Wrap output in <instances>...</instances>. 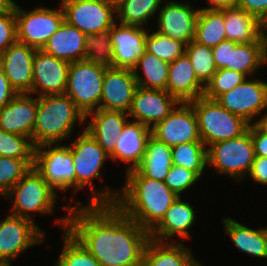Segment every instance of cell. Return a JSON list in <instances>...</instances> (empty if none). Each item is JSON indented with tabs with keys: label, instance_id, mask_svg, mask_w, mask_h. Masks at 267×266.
Segmentation results:
<instances>
[{
	"label": "cell",
	"instance_id": "cell-1",
	"mask_svg": "<svg viewBox=\"0 0 267 266\" xmlns=\"http://www.w3.org/2000/svg\"><path fill=\"white\" fill-rule=\"evenodd\" d=\"M67 230L102 266H141L149 232L115 204L64 206Z\"/></svg>",
	"mask_w": 267,
	"mask_h": 266
},
{
	"label": "cell",
	"instance_id": "cell-2",
	"mask_svg": "<svg viewBox=\"0 0 267 266\" xmlns=\"http://www.w3.org/2000/svg\"><path fill=\"white\" fill-rule=\"evenodd\" d=\"M125 186L112 192L93 191L89 204H115L125 215L150 232L179 197L163 181L144 177L137 169L126 172Z\"/></svg>",
	"mask_w": 267,
	"mask_h": 266
},
{
	"label": "cell",
	"instance_id": "cell-3",
	"mask_svg": "<svg viewBox=\"0 0 267 266\" xmlns=\"http://www.w3.org/2000/svg\"><path fill=\"white\" fill-rule=\"evenodd\" d=\"M86 121L85 115L66 94L38 97L32 139L41 144H55L70 137L75 123Z\"/></svg>",
	"mask_w": 267,
	"mask_h": 266
},
{
	"label": "cell",
	"instance_id": "cell-4",
	"mask_svg": "<svg viewBox=\"0 0 267 266\" xmlns=\"http://www.w3.org/2000/svg\"><path fill=\"white\" fill-rule=\"evenodd\" d=\"M195 111L199 133L206 147L241 136L249 123L221 106L216 100L202 95L190 101Z\"/></svg>",
	"mask_w": 267,
	"mask_h": 266
},
{
	"label": "cell",
	"instance_id": "cell-5",
	"mask_svg": "<svg viewBox=\"0 0 267 266\" xmlns=\"http://www.w3.org/2000/svg\"><path fill=\"white\" fill-rule=\"evenodd\" d=\"M250 125L241 136L221 141L207 148V164L220 174L231 175L236 182L248 176L255 159Z\"/></svg>",
	"mask_w": 267,
	"mask_h": 266
},
{
	"label": "cell",
	"instance_id": "cell-6",
	"mask_svg": "<svg viewBox=\"0 0 267 266\" xmlns=\"http://www.w3.org/2000/svg\"><path fill=\"white\" fill-rule=\"evenodd\" d=\"M56 194L57 192L55 193L41 174L34 167H31L4 197L13 200L12 215L34 221L29 215L30 212L41 214L53 212Z\"/></svg>",
	"mask_w": 267,
	"mask_h": 266
},
{
	"label": "cell",
	"instance_id": "cell-7",
	"mask_svg": "<svg viewBox=\"0 0 267 266\" xmlns=\"http://www.w3.org/2000/svg\"><path fill=\"white\" fill-rule=\"evenodd\" d=\"M106 68L86 60L70 63L64 94L74 101L85 116L99 109Z\"/></svg>",
	"mask_w": 267,
	"mask_h": 266
},
{
	"label": "cell",
	"instance_id": "cell-8",
	"mask_svg": "<svg viewBox=\"0 0 267 266\" xmlns=\"http://www.w3.org/2000/svg\"><path fill=\"white\" fill-rule=\"evenodd\" d=\"M61 9L37 7L24 11L15 3L17 41L41 49L64 21Z\"/></svg>",
	"mask_w": 267,
	"mask_h": 266
},
{
	"label": "cell",
	"instance_id": "cell-9",
	"mask_svg": "<svg viewBox=\"0 0 267 266\" xmlns=\"http://www.w3.org/2000/svg\"><path fill=\"white\" fill-rule=\"evenodd\" d=\"M52 145L41 144L36 148L34 168L55 192L75 188V170L69 145Z\"/></svg>",
	"mask_w": 267,
	"mask_h": 266
},
{
	"label": "cell",
	"instance_id": "cell-10",
	"mask_svg": "<svg viewBox=\"0 0 267 266\" xmlns=\"http://www.w3.org/2000/svg\"><path fill=\"white\" fill-rule=\"evenodd\" d=\"M64 20L84 34H96L114 25L116 5L106 0H61Z\"/></svg>",
	"mask_w": 267,
	"mask_h": 266
},
{
	"label": "cell",
	"instance_id": "cell-11",
	"mask_svg": "<svg viewBox=\"0 0 267 266\" xmlns=\"http://www.w3.org/2000/svg\"><path fill=\"white\" fill-rule=\"evenodd\" d=\"M151 135L170 147L186 142H202L190 102H179L164 120L151 128Z\"/></svg>",
	"mask_w": 267,
	"mask_h": 266
},
{
	"label": "cell",
	"instance_id": "cell-12",
	"mask_svg": "<svg viewBox=\"0 0 267 266\" xmlns=\"http://www.w3.org/2000/svg\"><path fill=\"white\" fill-rule=\"evenodd\" d=\"M216 101L229 112L249 124L267 108V82L248 77L235 88L220 95Z\"/></svg>",
	"mask_w": 267,
	"mask_h": 266
},
{
	"label": "cell",
	"instance_id": "cell-13",
	"mask_svg": "<svg viewBox=\"0 0 267 266\" xmlns=\"http://www.w3.org/2000/svg\"><path fill=\"white\" fill-rule=\"evenodd\" d=\"M44 233L35 222L9 214L0 220V260L12 262L30 246L42 243Z\"/></svg>",
	"mask_w": 267,
	"mask_h": 266
},
{
	"label": "cell",
	"instance_id": "cell-14",
	"mask_svg": "<svg viewBox=\"0 0 267 266\" xmlns=\"http://www.w3.org/2000/svg\"><path fill=\"white\" fill-rule=\"evenodd\" d=\"M70 145L75 170L76 190L84 188L87 184L90 185L91 189H94V185H92L93 178H98L99 176L102 178L100 169L106 159L110 158L109 155L86 130Z\"/></svg>",
	"mask_w": 267,
	"mask_h": 266
},
{
	"label": "cell",
	"instance_id": "cell-15",
	"mask_svg": "<svg viewBox=\"0 0 267 266\" xmlns=\"http://www.w3.org/2000/svg\"><path fill=\"white\" fill-rule=\"evenodd\" d=\"M70 63L37 49L33 60L32 94L62 95L67 87Z\"/></svg>",
	"mask_w": 267,
	"mask_h": 266
},
{
	"label": "cell",
	"instance_id": "cell-16",
	"mask_svg": "<svg viewBox=\"0 0 267 266\" xmlns=\"http://www.w3.org/2000/svg\"><path fill=\"white\" fill-rule=\"evenodd\" d=\"M177 104L179 101L167 91L138 86L128 116L151 129L164 120Z\"/></svg>",
	"mask_w": 267,
	"mask_h": 266
},
{
	"label": "cell",
	"instance_id": "cell-17",
	"mask_svg": "<svg viewBox=\"0 0 267 266\" xmlns=\"http://www.w3.org/2000/svg\"><path fill=\"white\" fill-rule=\"evenodd\" d=\"M36 50L35 47L16 41L0 54V66L18 94H32V67Z\"/></svg>",
	"mask_w": 267,
	"mask_h": 266
},
{
	"label": "cell",
	"instance_id": "cell-18",
	"mask_svg": "<svg viewBox=\"0 0 267 266\" xmlns=\"http://www.w3.org/2000/svg\"><path fill=\"white\" fill-rule=\"evenodd\" d=\"M138 85L131 69H105L99 109L129 112Z\"/></svg>",
	"mask_w": 267,
	"mask_h": 266
},
{
	"label": "cell",
	"instance_id": "cell-19",
	"mask_svg": "<svg viewBox=\"0 0 267 266\" xmlns=\"http://www.w3.org/2000/svg\"><path fill=\"white\" fill-rule=\"evenodd\" d=\"M144 27L117 22L110 29L113 45V68L131 69L146 51L145 38L148 32Z\"/></svg>",
	"mask_w": 267,
	"mask_h": 266
},
{
	"label": "cell",
	"instance_id": "cell-20",
	"mask_svg": "<svg viewBox=\"0 0 267 266\" xmlns=\"http://www.w3.org/2000/svg\"><path fill=\"white\" fill-rule=\"evenodd\" d=\"M157 32L180 40L186 45L195 39L196 21L200 11L190 3L170 1L159 9Z\"/></svg>",
	"mask_w": 267,
	"mask_h": 266
},
{
	"label": "cell",
	"instance_id": "cell-21",
	"mask_svg": "<svg viewBox=\"0 0 267 266\" xmlns=\"http://www.w3.org/2000/svg\"><path fill=\"white\" fill-rule=\"evenodd\" d=\"M37 108L38 97L32 98L30 93L17 94L0 108V129L32 138Z\"/></svg>",
	"mask_w": 267,
	"mask_h": 266
},
{
	"label": "cell",
	"instance_id": "cell-22",
	"mask_svg": "<svg viewBox=\"0 0 267 266\" xmlns=\"http://www.w3.org/2000/svg\"><path fill=\"white\" fill-rule=\"evenodd\" d=\"M90 116V124L85 127V130L91 134L102 149L110 156L115 150L123 127L128 122V113L124 111L98 109L88 113L85 119H88Z\"/></svg>",
	"mask_w": 267,
	"mask_h": 266
},
{
	"label": "cell",
	"instance_id": "cell-23",
	"mask_svg": "<svg viewBox=\"0 0 267 266\" xmlns=\"http://www.w3.org/2000/svg\"><path fill=\"white\" fill-rule=\"evenodd\" d=\"M204 90L186 53L169 63L166 91L179 102L195 100L204 94Z\"/></svg>",
	"mask_w": 267,
	"mask_h": 266
},
{
	"label": "cell",
	"instance_id": "cell-24",
	"mask_svg": "<svg viewBox=\"0 0 267 266\" xmlns=\"http://www.w3.org/2000/svg\"><path fill=\"white\" fill-rule=\"evenodd\" d=\"M150 135L151 129L146 125L136 121H128L119 135L114 152L109 157L114 161L120 159L129 163L131 166H128L126 172L136 169L144 158Z\"/></svg>",
	"mask_w": 267,
	"mask_h": 266
},
{
	"label": "cell",
	"instance_id": "cell-25",
	"mask_svg": "<svg viewBox=\"0 0 267 266\" xmlns=\"http://www.w3.org/2000/svg\"><path fill=\"white\" fill-rule=\"evenodd\" d=\"M195 210L190 203L178 197L167 209L160 222L149 232L151 239L166 242L175 234L182 239L190 238L188 229L194 224Z\"/></svg>",
	"mask_w": 267,
	"mask_h": 266
},
{
	"label": "cell",
	"instance_id": "cell-26",
	"mask_svg": "<svg viewBox=\"0 0 267 266\" xmlns=\"http://www.w3.org/2000/svg\"><path fill=\"white\" fill-rule=\"evenodd\" d=\"M86 34L65 20L40 49L69 63L84 60Z\"/></svg>",
	"mask_w": 267,
	"mask_h": 266
},
{
	"label": "cell",
	"instance_id": "cell-27",
	"mask_svg": "<svg viewBox=\"0 0 267 266\" xmlns=\"http://www.w3.org/2000/svg\"><path fill=\"white\" fill-rule=\"evenodd\" d=\"M190 249L184 247L182 242L169 243L149 238L146 243L141 266H201L193 258Z\"/></svg>",
	"mask_w": 267,
	"mask_h": 266
},
{
	"label": "cell",
	"instance_id": "cell-28",
	"mask_svg": "<svg viewBox=\"0 0 267 266\" xmlns=\"http://www.w3.org/2000/svg\"><path fill=\"white\" fill-rule=\"evenodd\" d=\"M225 33L227 40L237 43L265 42L263 24L236 5L225 8Z\"/></svg>",
	"mask_w": 267,
	"mask_h": 266
},
{
	"label": "cell",
	"instance_id": "cell-29",
	"mask_svg": "<svg viewBox=\"0 0 267 266\" xmlns=\"http://www.w3.org/2000/svg\"><path fill=\"white\" fill-rule=\"evenodd\" d=\"M222 222L236 248L257 258H267V236L264 228L253 230L228 217Z\"/></svg>",
	"mask_w": 267,
	"mask_h": 266
},
{
	"label": "cell",
	"instance_id": "cell-30",
	"mask_svg": "<svg viewBox=\"0 0 267 266\" xmlns=\"http://www.w3.org/2000/svg\"><path fill=\"white\" fill-rule=\"evenodd\" d=\"M172 165L171 147L150 135L144 158L136 169L144 177L164 182Z\"/></svg>",
	"mask_w": 267,
	"mask_h": 266
},
{
	"label": "cell",
	"instance_id": "cell-31",
	"mask_svg": "<svg viewBox=\"0 0 267 266\" xmlns=\"http://www.w3.org/2000/svg\"><path fill=\"white\" fill-rule=\"evenodd\" d=\"M265 63H267L265 42L237 43L230 41L227 69L241 72L248 77Z\"/></svg>",
	"mask_w": 267,
	"mask_h": 266
},
{
	"label": "cell",
	"instance_id": "cell-32",
	"mask_svg": "<svg viewBox=\"0 0 267 266\" xmlns=\"http://www.w3.org/2000/svg\"><path fill=\"white\" fill-rule=\"evenodd\" d=\"M196 42L214 48L220 42L227 40L225 33V8H201L196 21Z\"/></svg>",
	"mask_w": 267,
	"mask_h": 266
},
{
	"label": "cell",
	"instance_id": "cell-33",
	"mask_svg": "<svg viewBox=\"0 0 267 266\" xmlns=\"http://www.w3.org/2000/svg\"><path fill=\"white\" fill-rule=\"evenodd\" d=\"M139 67L143 70V79L139 75ZM132 71L139 87L166 91L169 71L168 62L162 61L154 54L145 51Z\"/></svg>",
	"mask_w": 267,
	"mask_h": 266
},
{
	"label": "cell",
	"instance_id": "cell-34",
	"mask_svg": "<svg viewBox=\"0 0 267 266\" xmlns=\"http://www.w3.org/2000/svg\"><path fill=\"white\" fill-rule=\"evenodd\" d=\"M163 2V0H121L116 5L115 13L121 24L144 27Z\"/></svg>",
	"mask_w": 267,
	"mask_h": 266
},
{
	"label": "cell",
	"instance_id": "cell-35",
	"mask_svg": "<svg viewBox=\"0 0 267 266\" xmlns=\"http://www.w3.org/2000/svg\"><path fill=\"white\" fill-rule=\"evenodd\" d=\"M67 218L57 219L65 235L64 247L55 266H102L94 256L67 230Z\"/></svg>",
	"mask_w": 267,
	"mask_h": 266
},
{
	"label": "cell",
	"instance_id": "cell-36",
	"mask_svg": "<svg viewBox=\"0 0 267 266\" xmlns=\"http://www.w3.org/2000/svg\"><path fill=\"white\" fill-rule=\"evenodd\" d=\"M172 164L202 176L207 164V147L203 142H186L171 147Z\"/></svg>",
	"mask_w": 267,
	"mask_h": 266
},
{
	"label": "cell",
	"instance_id": "cell-37",
	"mask_svg": "<svg viewBox=\"0 0 267 266\" xmlns=\"http://www.w3.org/2000/svg\"><path fill=\"white\" fill-rule=\"evenodd\" d=\"M36 148L32 138L0 129V156L24 159L34 167Z\"/></svg>",
	"mask_w": 267,
	"mask_h": 266
},
{
	"label": "cell",
	"instance_id": "cell-38",
	"mask_svg": "<svg viewBox=\"0 0 267 266\" xmlns=\"http://www.w3.org/2000/svg\"><path fill=\"white\" fill-rule=\"evenodd\" d=\"M84 60L107 68L113 67V45L110 29L86 35Z\"/></svg>",
	"mask_w": 267,
	"mask_h": 266
},
{
	"label": "cell",
	"instance_id": "cell-39",
	"mask_svg": "<svg viewBox=\"0 0 267 266\" xmlns=\"http://www.w3.org/2000/svg\"><path fill=\"white\" fill-rule=\"evenodd\" d=\"M185 53L191 61L196 77L205 86L217 71L212 48L193 40L186 45Z\"/></svg>",
	"mask_w": 267,
	"mask_h": 266
},
{
	"label": "cell",
	"instance_id": "cell-40",
	"mask_svg": "<svg viewBox=\"0 0 267 266\" xmlns=\"http://www.w3.org/2000/svg\"><path fill=\"white\" fill-rule=\"evenodd\" d=\"M146 51L162 61L171 63L185 53L186 44L157 31L146 35Z\"/></svg>",
	"mask_w": 267,
	"mask_h": 266
},
{
	"label": "cell",
	"instance_id": "cell-41",
	"mask_svg": "<svg viewBox=\"0 0 267 266\" xmlns=\"http://www.w3.org/2000/svg\"><path fill=\"white\" fill-rule=\"evenodd\" d=\"M247 76L235 70L218 69L205 85L204 96L216 100L220 95L241 84Z\"/></svg>",
	"mask_w": 267,
	"mask_h": 266
},
{
	"label": "cell",
	"instance_id": "cell-42",
	"mask_svg": "<svg viewBox=\"0 0 267 266\" xmlns=\"http://www.w3.org/2000/svg\"><path fill=\"white\" fill-rule=\"evenodd\" d=\"M31 167L24 159L0 156V196H5Z\"/></svg>",
	"mask_w": 267,
	"mask_h": 266
},
{
	"label": "cell",
	"instance_id": "cell-43",
	"mask_svg": "<svg viewBox=\"0 0 267 266\" xmlns=\"http://www.w3.org/2000/svg\"><path fill=\"white\" fill-rule=\"evenodd\" d=\"M197 180H199V176L194 171L172 165L164 182L170 190L181 197L180 194L189 189Z\"/></svg>",
	"mask_w": 267,
	"mask_h": 266
},
{
	"label": "cell",
	"instance_id": "cell-44",
	"mask_svg": "<svg viewBox=\"0 0 267 266\" xmlns=\"http://www.w3.org/2000/svg\"><path fill=\"white\" fill-rule=\"evenodd\" d=\"M17 41L15 4L6 12L0 13V54Z\"/></svg>",
	"mask_w": 267,
	"mask_h": 266
},
{
	"label": "cell",
	"instance_id": "cell-45",
	"mask_svg": "<svg viewBox=\"0 0 267 266\" xmlns=\"http://www.w3.org/2000/svg\"><path fill=\"white\" fill-rule=\"evenodd\" d=\"M234 5L253 15L262 24L267 20V0H235Z\"/></svg>",
	"mask_w": 267,
	"mask_h": 266
},
{
	"label": "cell",
	"instance_id": "cell-46",
	"mask_svg": "<svg viewBox=\"0 0 267 266\" xmlns=\"http://www.w3.org/2000/svg\"><path fill=\"white\" fill-rule=\"evenodd\" d=\"M251 138L254 144L255 156L267 157V132L256 122L250 124Z\"/></svg>",
	"mask_w": 267,
	"mask_h": 266
},
{
	"label": "cell",
	"instance_id": "cell-47",
	"mask_svg": "<svg viewBox=\"0 0 267 266\" xmlns=\"http://www.w3.org/2000/svg\"><path fill=\"white\" fill-rule=\"evenodd\" d=\"M248 175L255 182L267 185V157L256 156Z\"/></svg>",
	"mask_w": 267,
	"mask_h": 266
},
{
	"label": "cell",
	"instance_id": "cell-48",
	"mask_svg": "<svg viewBox=\"0 0 267 266\" xmlns=\"http://www.w3.org/2000/svg\"><path fill=\"white\" fill-rule=\"evenodd\" d=\"M217 70L226 68L230 57V40H224L212 48Z\"/></svg>",
	"mask_w": 267,
	"mask_h": 266
},
{
	"label": "cell",
	"instance_id": "cell-49",
	"mask_svg": "<svg viewBox=\"0 0 267 266\" xmlns=\"http://www.w3.org/2000/svg\"><path fill=\"white\" fill-rule=\"evenodd\" d=\"M17 94L0 66V108L7 105Z\"/></svg>",
	"mask_w": 267,
	"mask_h": 266
},
{
	"label": "cell",
	"instance_id": "cell-50",
	"mask_svg": "<svg viewBox=\"0 0 267 266\" xmlns=\"http://www.w3.org/2000/svg\"><path fill=\"white\" fill-rule=\"evenodd\" d=\"M211 7H206V9H222L234 5L235 0H208Z\"/></svg>",
	"mask_w": 267,
	"mask_h": 266
},
{
	"label": "cell",
	"instance_id": "cell-51",
	"mask_svg": "<svg viewBox=\"0 0 267 266\" xmlns=\"http://www.w3.org/2000/svg\"><path fill=\"white\" fill-rule=\"evenodd\" d=\"M13 0H0V13L6 12L14 7Z\"/></svg>",
	"mask_w": 267,
	"mask_h": 266
},
{
	"label": "cell",
	"instance_id": "cell-52",
	"mask_svg": "<svg viewBox=\"0 0 267 266\" xmlns=\"http://www.w3.org/2000/svg\"><path fill=\"white\" fill-rule=\"evenodd\" d=\"M256 123L267 132V113L265 115H261L260 120L256 121Z\"/></svg>",
	"mask_w": 267,
	"mask_h": 266
},
{
	"label": "cell",
	"instance_id": "cell-53",
	"mask_svg": "<svg viewBox=\"0 0 267 266\" xmlns=\"http://www.w3.org/2000/svg\"><path fill=\"white\" fill-rule=\"evenodd\" d=\"M266 30H267V20L263 23V37L265 40V46H266V51H267V35H266Z\"/></svg>",
	"mask_w": 267,
	"mask_h": 266
},
{
	"label": "cell",
	"instance_id": "cell-54",
	"mask_svg": "<svg viewBox=\"0 0 267 266\" xmlns=\"http://www.w3.org/2000/svg\"><path fill=\"white\" fill-rule=\"evenodd\" d=\"M11 262L6 260H0V266H10Z\"/></svg>",
	"mask_w": 267,
	"mask_h": 266
},
{
	"label": "cell",
	"instance_id": "cell-55",
	"mask_svg": "<svg viewBox=\"0 0 267 266\" xmlns=\"http://www.w3.org/2000/svg\"><path fill=\"white\" fill-rule=\"evenodd\" d=\"M106 1L114 3L115 5H117L121 0H106Z\"/></svg>",
	"mask_w": 267,
	"mask_h": 266
}]
</instances>
